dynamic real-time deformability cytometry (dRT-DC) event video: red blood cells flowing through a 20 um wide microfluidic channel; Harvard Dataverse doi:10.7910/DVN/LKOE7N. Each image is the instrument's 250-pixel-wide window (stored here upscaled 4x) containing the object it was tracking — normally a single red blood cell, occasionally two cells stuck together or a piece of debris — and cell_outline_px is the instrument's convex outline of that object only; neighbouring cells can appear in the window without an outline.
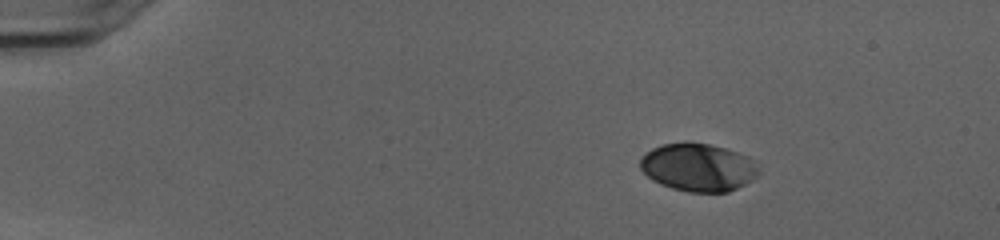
{"species": "human", "species_latin": "Homo sapiens", "temperature_condition": "cold", "stored_images_in_passage": 44, "camera_frame_rate_fps": 3000, "um_per_image_px": 0.085, "donor": {"sex": "female"}, "frame": {"image": 1, "passage_image": 1, "time_ms": 0.0, "image_size_px": [1000, 240], "cell_outline_px": [[760, 172], [752, 180], [728, 192], [688, 192], [672, 188], [660, 184], [652, 180], [640, 168], [640, 160], [652, 148], [664, 144], [684, 140], [708, 144], [724, 148], [748, 156]], "centroid_in_image_um": [59.32, 14.21], "position_along_channel_um": 25.7, "area_um2": 33.0}}
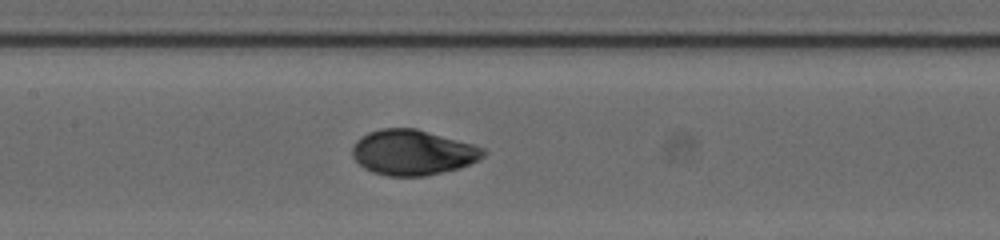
{"frame": {"image": 2, "passage_image": 19, "time_ms": 6.0, "image_size_px": [1000, 240], "cell_outline_px": [[488, 152], [484, 156], [460, 168], [424, 176], [384, 176], [372, 172], [364, 168], [352, 156], [352, 148], [356, 140], [360, 136], [368, 132], [380, 128], [416, 128], [472, 144], [484, 148]], "centroid_in_image_um": [35.05, 12.95], "position_along_channel_um": 172.3, "area_um2": 34.62}}
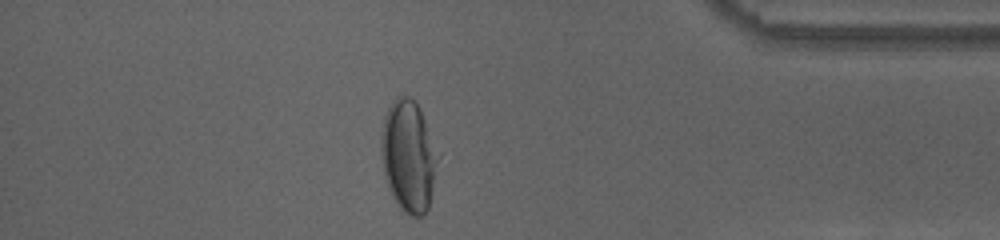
{"frame": {"image": 3, "passage_image": 38, "time_ms": 12.333, "image_size_px": [1000, 240], "cell_outline_px": [[444, 152], [428, 208], [420, 216], [412, 216], [404, 212], [396, 204], [388, 188], [384, 176], [380, 156], [380, 136], [384, 116], [392, 100], [396, 96], [408, 96], [416, 100]], "centroid_in_image_um": [34.8, 13.22], "position_along_channel_um": 400.4, "area_um2": 39.13}, "authors_computed_cell_mechanics": {"area_um2": 34.5644, "velocity_mm_per_s": 4.022, "shape_relaxation_time_tau1_ms": 4.4804, "shape_relaxation_time_tau2_ms": null, "deformation_change_tau1": 0.1829, "deformation_change_tau2": null}}